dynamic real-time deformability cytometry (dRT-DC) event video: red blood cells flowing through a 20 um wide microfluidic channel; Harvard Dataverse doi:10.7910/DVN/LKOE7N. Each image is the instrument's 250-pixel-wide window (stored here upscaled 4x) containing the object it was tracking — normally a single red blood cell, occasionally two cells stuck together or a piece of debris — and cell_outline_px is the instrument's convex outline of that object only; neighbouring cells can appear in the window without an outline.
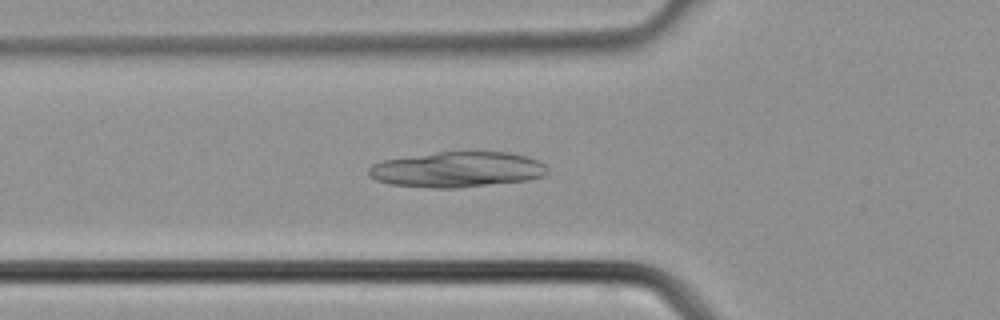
{"species": "common noctule bat (a hibernating species)", "species_latin": "Nyctalus noctula", "temperature_condition": "cold", "stored_images_in_passage": 26, "camera_frame_rate_fps": 3000, "um_per_image_px": 0.085, "animal": {"sex": "male", "body_mass_g": 21.5, "forearm_length_mm": 52.0}, "frame": {"image": 1, "passage_image": 2, "time_ms": 0.333, "image_size_px": [1000, 320], "cell_outline_px": [[548, 172], [544, 176], [528, 180], [460, 188], [432, 188], [392, 184], [376, 180], [368, 176], [368, 168], [372, 164], [384, 160], [436, 152], [508, 152], [528, 156], [544, 164], [548, 168]], "centroid_in_image_um": [38.87, 14.41], "position_along_channel_um": 86.9, "area_um2": 37.05}}
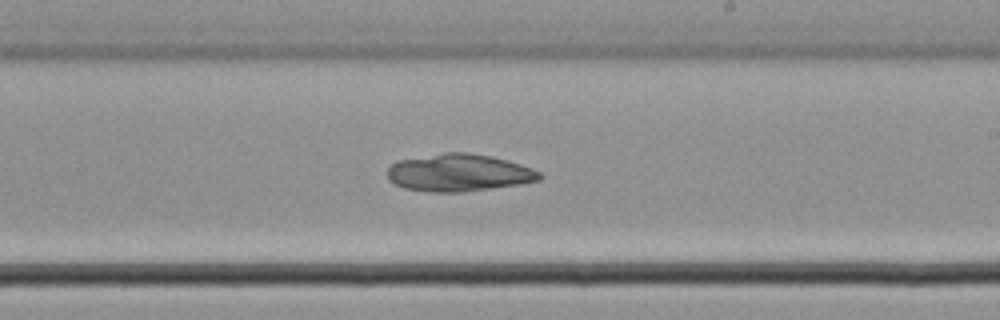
{"frame": {"image": 2, "passage_image": 11, "time_ms": 3.333, "image_size_px": [1000, 320], "cell_outline_px": [[544, 176], [540, 180], [520, 184], [464, 192], [432, 192], [404, 188], [388, 180], [388, 168], [396, 160], [444, 152], [468, 152], [508, 160], [532, 168], [540, 172]], "centroid_in_image_um": [39.0, 14.68], "position_along_channel_um": 250.0, "area_um2": 33.29}}
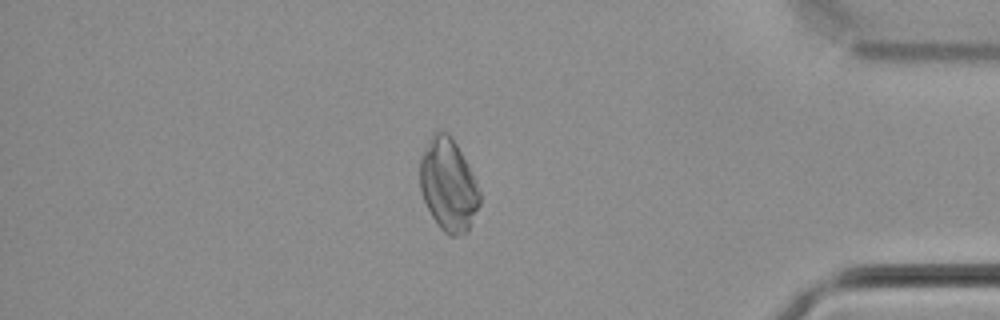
{"frame": {"image": 3, "passage_image": 21, "time_ms": 6.667, "image_size_px": [1000, 320], "cell_outline_px": [[480, 204], [468, 232], [456, 236], [448, 236], [440, 228], [432, 216], [424, 200], [420, 188], [420, 156], [428, 140], [436, 132], [448, 132], [456, 144], [480, 192]], "centroid_in_image_um": [38.09, 15.76], "position_along_channel_um": 397.1, "area_um2": 31.73}}